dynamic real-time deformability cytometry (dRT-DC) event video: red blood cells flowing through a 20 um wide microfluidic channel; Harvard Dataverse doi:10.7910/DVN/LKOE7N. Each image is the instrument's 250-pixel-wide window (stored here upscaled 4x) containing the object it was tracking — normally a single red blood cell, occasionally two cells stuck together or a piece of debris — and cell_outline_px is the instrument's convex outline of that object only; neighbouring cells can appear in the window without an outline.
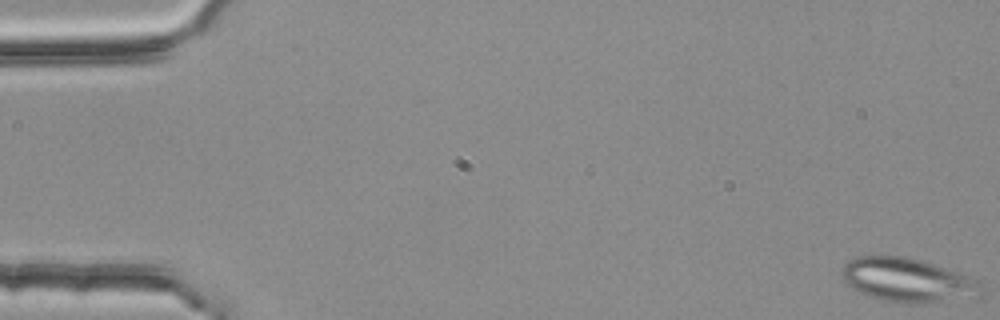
{"species": "common noctule bat (a hibernating species)", "species_latin": "Nyctalus noctula", "temperature_condition": "room temperature", "stored_images_in_passage": 37, "camera_frame_rate_fps": 3000, "um_per_image_px": 0.085, "animal": {"sex": "female", "body_mass_g": 25.1}, "frame": {"image": 1, "passage_image": 1, "time_ms": 0.0, "image_size_px": [1000, 320], "cell_outline_px": [[984, 284], [980, 296], [976, 300], [932, 304], [908, 304], [884, 300], [860, 292], [848, 284], [840, 276], [840, 272], [844, 264], [852, 256], [904, 256], [920, 260], [956, 272]], "centroid_in_image_um": [77.21, 23.85], "position_along_channel_um": 7.8, "area_um2": 36.36}}
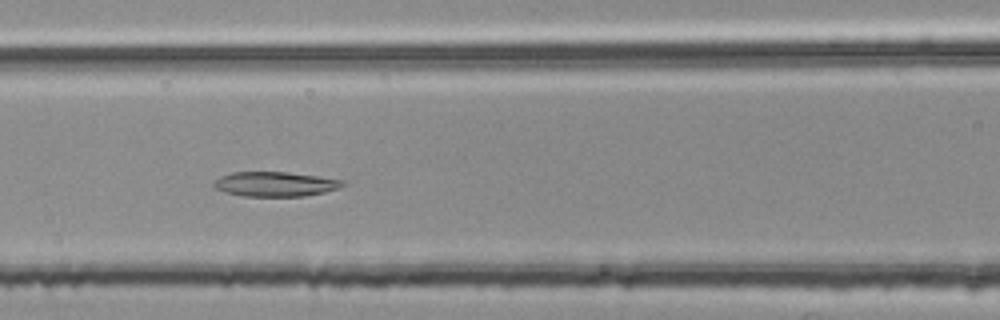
{"frame": {"image": 2, "passage_image": 24, "time_ms": 7.667, "image_size_px": [1000, 320], "cell_outline_px": [[344, 184], [336, 188], [324, 192], [304, 196], [244, 196], [224, 192], [216, 188], [212, 184], [220, 176], [232, 172], [288, 172], [344, 180]], "centroid_in_image_um": [23.35, 15.64], "position_along_channel_um": 143.3, "area_um2": 18.32}}
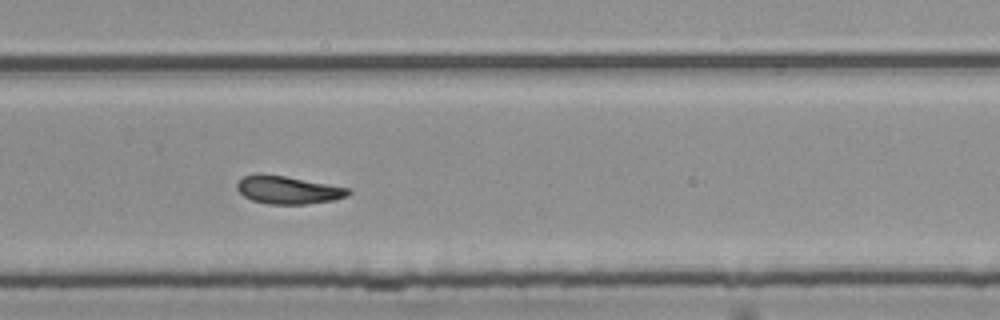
{"frame": {"image": 3, "passage_image": 37, "time_ms": 12.0, "image_size_px": [1000, 320], "cell_outline_px": [[352, 192], [348, 196], [332, 200], [304, 204], [268, 204], [252, 200], [244, 196], [236, 188], [236, 184], [244, 176], [260, 172], [284, 176], [348, 188]], "centroid_in_image_um": [24.44, 16.14], "position_along_channel_um": 305.4, "area_um2": 17.98}}